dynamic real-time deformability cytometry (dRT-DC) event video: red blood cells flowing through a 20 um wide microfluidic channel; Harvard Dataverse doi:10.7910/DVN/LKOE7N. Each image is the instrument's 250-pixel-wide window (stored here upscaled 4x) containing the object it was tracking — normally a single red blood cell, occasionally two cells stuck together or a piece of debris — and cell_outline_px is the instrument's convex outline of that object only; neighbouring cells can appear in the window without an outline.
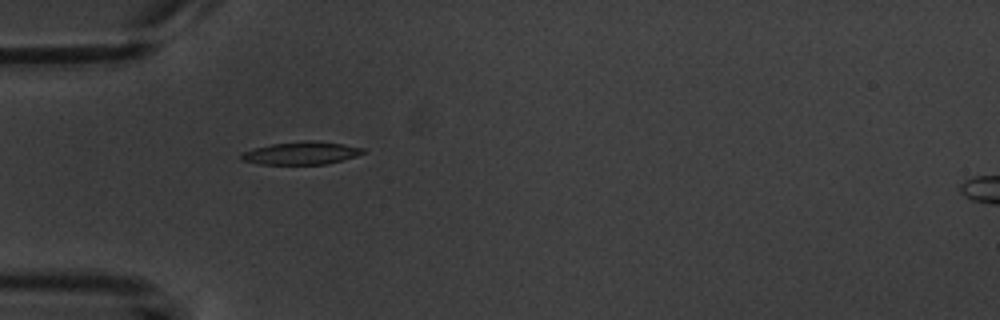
{"species": "common noctule bat (a hibernating species)", "species_latin": "Nyctalus noctula", "temperature_condition": "warm", "stored_images_in_passage": 1, "camera_frame_rate_fps": 3000, "um_per_image_px": 0.085, "animal": {"sex": "male", "body_mass_g": 20.1, "forearm_length_mm": 53.5}, "frame": {"image": 1, "passage_image": 1, "time_ms": 0.0, "image_size_px": [1000, 320], "cell_outline_px": [[364, 152], [356, 156], [324, 164], [260, 164], [240, 160], [240, 156], [244, 152], [252, 148], [272, 144], [300, 140], [316, 140], [344, 144], [364, 148]], "centroid_in_image_um": [25.58, 13.0], "position_along_channel_um": 59.4, "area_um2": 16.18}}